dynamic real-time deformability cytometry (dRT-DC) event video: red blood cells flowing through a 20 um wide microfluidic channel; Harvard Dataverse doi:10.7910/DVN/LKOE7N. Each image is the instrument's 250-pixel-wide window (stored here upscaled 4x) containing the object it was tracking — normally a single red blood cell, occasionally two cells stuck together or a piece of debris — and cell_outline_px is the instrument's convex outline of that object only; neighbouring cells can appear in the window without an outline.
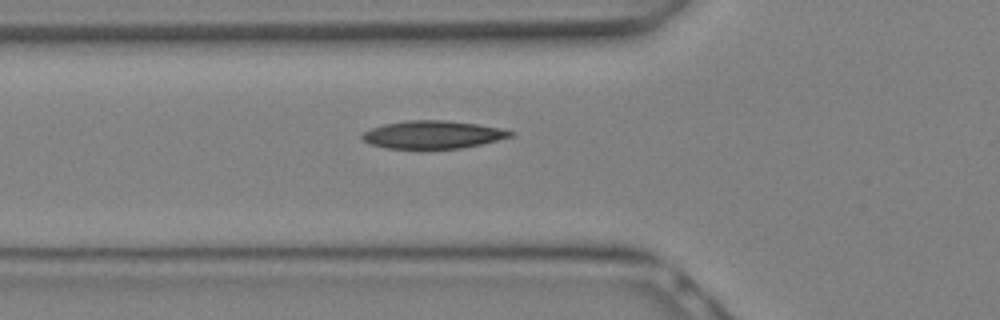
{"species": "Egyptian fruit bat (a non-hibernating species)", "species_latin": "Rousettus aegyptiacus", "temperature_condition": "warm", "stored_images_in_passage": 5, "camera_frame_rate_fps": 3000, "um_per_image_px": 0.085, "animal": {"sex": "female"}, "frame": {"image": 1, "passage_image": 3, "time_ms": 0.667, "image_size_px": [1000, 320], "cell_outline_px": [[516, 132], [512, 136], [480, 144], [460, 148], [384, 148], [368, 144], [360, 136], [364, 132], [372, 128], [384, 124], [408, 120], [444, 120], [476, 124], [500, 128]], "centroid_in_image_um": [36.76, 11.44], "position_along_channel_um": 89.0, "area_um2": 23.81}}
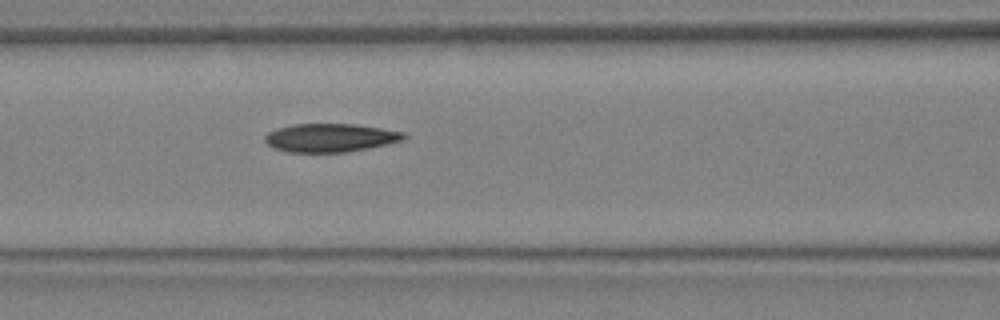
{"frame": {"image": 2, "passage_image": 5, "time_ms": 1.333, "image_size_px": [1000, 320], "cell_outline_px": [[408, 136], [404, 140], [368, 148], [348, 152], [288, 152], [276, 148], [268, 144], [264, 140], [264, 136], [268, 132], [276, 128], [292, 124], [356, 124], [404, 132]], "centroid_in_image_um": [28.08, 11.7], "position_along_channel_um": 138.5, "area_um2": 23.0}}